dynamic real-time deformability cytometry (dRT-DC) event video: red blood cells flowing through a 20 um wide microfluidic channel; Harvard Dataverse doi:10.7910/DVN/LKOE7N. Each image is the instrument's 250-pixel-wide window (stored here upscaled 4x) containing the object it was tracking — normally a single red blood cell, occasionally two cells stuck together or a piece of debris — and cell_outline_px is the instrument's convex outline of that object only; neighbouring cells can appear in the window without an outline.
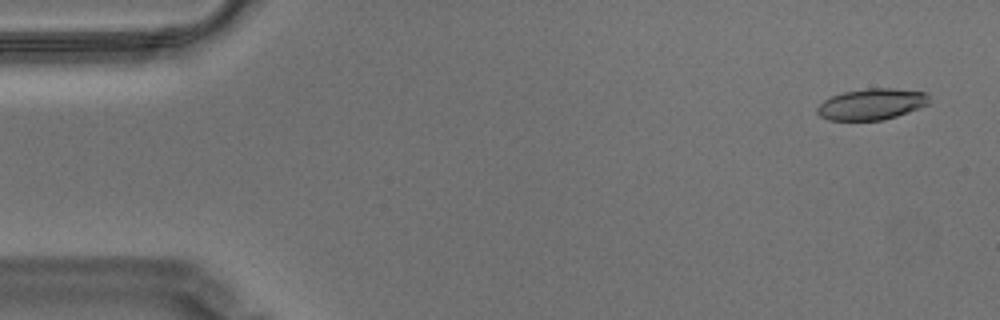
{"species": "Egyptian fruit bat (a non-hibernating species)", "species_latin": "Rousettus aegyptiacus", "temperature_condition": "warm", "stored_images_in_passage": 57, "camera_frame_rate_fps": 3000, "um_per_image_px": 0.085, "animal": {"sex": "male"}, "frame": {"image": 1, "passage_image": 3, "time_ms": 0.667, "image_size_px": [1000, 320], "cell_outline_px": [[928, 104], [920, 108], [884, 120], [828, 120], [820, 116], [816, 112], [816, 108], [824, 100], [832, 96], [844, 92], [868, 88], [892, 88], [928, 92]], "centroid_in_image_um": [74.09, 8.85], "position_along_channel_um": 10.9, "area_um2": 20.35}}
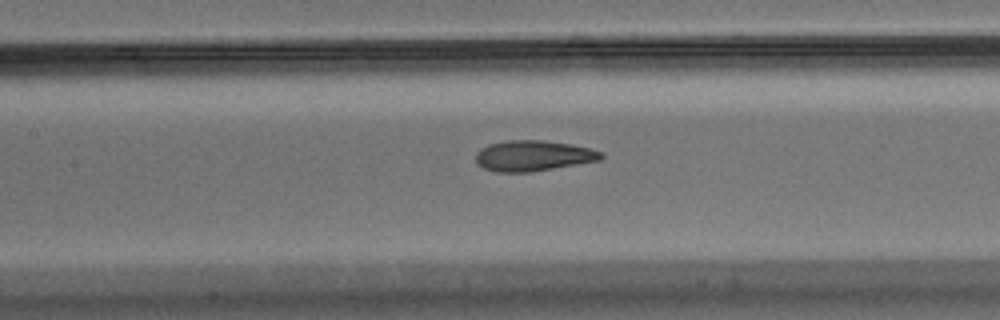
{"frame": {"image": 2, "passage_image": 26, "time_ms": 8.333, "image_size_px": [1000, 320], "cell_outline_px": [[604, 156], [600, 160], [532, 172], [496, 172], [484, 168], [476, 164], [476, 152], [480, 148], [488, 144], [504, 140], [544, 140], [572, 144], [604, 152]], "centroid_in_image_um": [45.3, 13.23], "position_along_channel_um": 162.1, "area_um2": 22.6}}
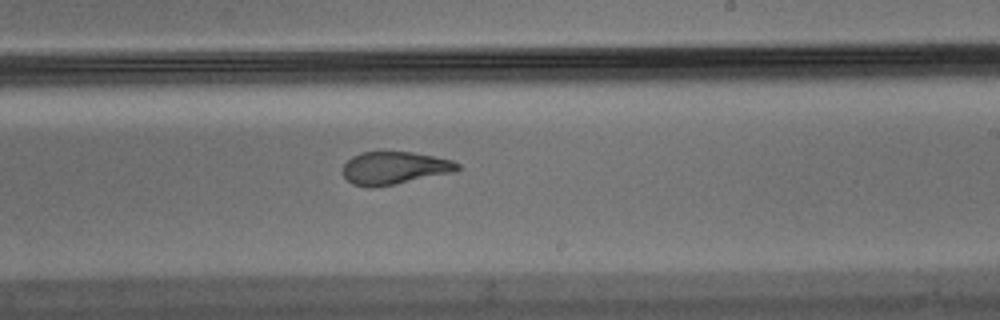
{"frame": {"image": 3, "passage_image": 34, "time_ms": 11.0, "image_size_px": [1000, 320], "cell_outline_px": [[460, 168], [456, 172], [396, 184], [372, 188], [368, 188], [352, 184], [344, 176], [344, 164], [352, 156], [360, 152], [412, 152], [452, 160], [460, 164]], "centroid_in_image_um": [33.54, 14.29], "position_along_channel_um": 255.5, "area_um2": 21.96}, "authors_computed_cell_mechanics": {"area_um2": 22.3686, "velocity_mm_per_s": 3.5215, "shape_relaxation_time_tau1_ms": null, "shape_relaxation_time_tau2_ms": 1.7788, "deformation_change_tau1": null, "deformation_change_tau2": 0.0847}}